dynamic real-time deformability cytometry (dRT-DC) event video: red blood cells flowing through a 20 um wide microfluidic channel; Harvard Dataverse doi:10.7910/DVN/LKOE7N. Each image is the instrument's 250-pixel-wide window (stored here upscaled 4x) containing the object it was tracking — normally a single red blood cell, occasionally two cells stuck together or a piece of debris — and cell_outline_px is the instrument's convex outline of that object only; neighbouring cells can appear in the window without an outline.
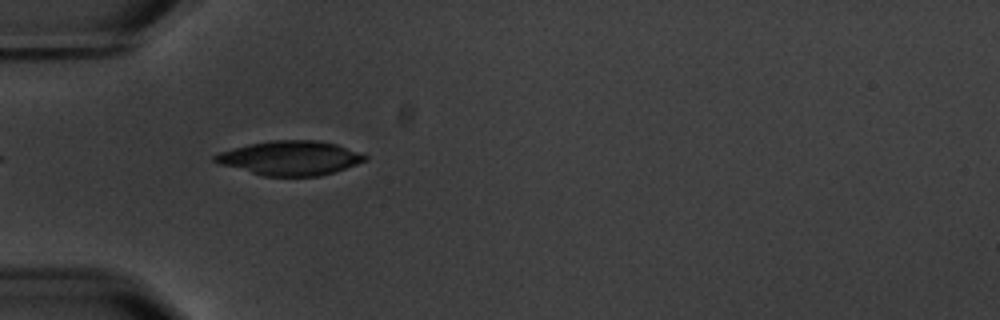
{"species": "common noctule bat (a hibernating species)", "species_latin": "Nyctalus noctula", "temperature_condition": "warm", "stored_images_in_passage": 6, "camera_frame_rate_fps": 3000, "um_per_image_px": 0.085, "animal": {"sex": "male", "body_mass_g": 20.1, "forearm_length_mm": 53.5}, "frame": {"image": 1, "passage_image": 5, "time_ms": 5.667, "image_size_px": [1000, 320], "cell_outline_px": [[368, 160], [320, 176], [264, 176], [220, 164], [212, 160], [212, 156], [220, 152], [232, 148], [248, 144], [272, 140], [316, 140], [336, 144], [368, 156]], "centroid_in_image_um": [24.63, 13.43], "position_along_channel_um": 60.4, "area_um2": 29.77}}